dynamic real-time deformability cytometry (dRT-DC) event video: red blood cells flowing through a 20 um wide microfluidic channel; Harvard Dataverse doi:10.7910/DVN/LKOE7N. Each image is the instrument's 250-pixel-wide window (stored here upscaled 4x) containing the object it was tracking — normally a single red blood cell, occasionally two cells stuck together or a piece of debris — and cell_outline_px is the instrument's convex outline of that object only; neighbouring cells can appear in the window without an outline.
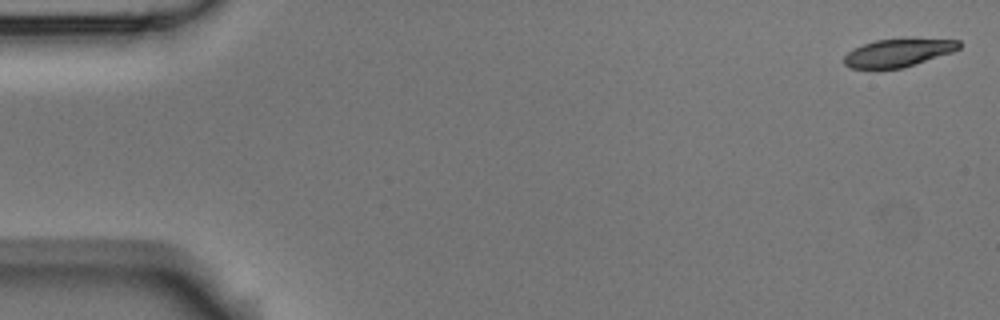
{"species": "Egyptian fruit bat (a non-hibernating species)", "species_latin": "Rousettus aegyptiacus", "temperature_condition": "room temperature", "stored_images_in_passage": 5, "camera_frame_rate_fps": 3000, "um_per_image_px": 0.085, "animal": {"sex": "male"}, "frame": {"image": 1, "passage_image": 1, "time_ms": 0.0, "image_size_px": [1000, 320], "cell_outline_px": [[960, 48], [952, 52], [904, 68], [852, 68], [844, 64], [844, 56], [848, 52], [864, 44], [876, 40], [908, 36], [960, 40]], "centroid_in_image_um": [76.42, 4.43], "position_along_channel_um": 8.6, "area_um2": 19.25}}
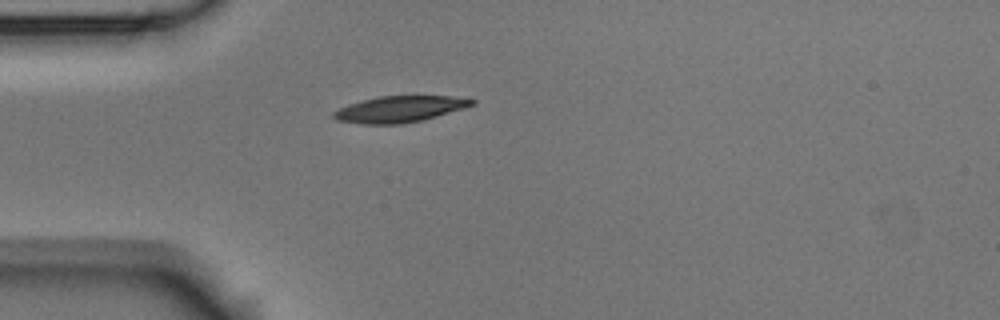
{"frame": {"image": 2, "passage_image": 5, "time_ms": 4.667, "image_size_px": [1000, 320], "cell_outline_px": [[476, 104], [464, 108], [424, 120], [400, 124], [364, 124], [336, 120], [332, 116], [332, 112], [340, 108], [364, 100], [380, 96], [448, 96], [476, 100]], "centroid_in_image_um": [33.99, 9.28], "position_along_channel_um": 51.0, "area_um2": 20.92}}